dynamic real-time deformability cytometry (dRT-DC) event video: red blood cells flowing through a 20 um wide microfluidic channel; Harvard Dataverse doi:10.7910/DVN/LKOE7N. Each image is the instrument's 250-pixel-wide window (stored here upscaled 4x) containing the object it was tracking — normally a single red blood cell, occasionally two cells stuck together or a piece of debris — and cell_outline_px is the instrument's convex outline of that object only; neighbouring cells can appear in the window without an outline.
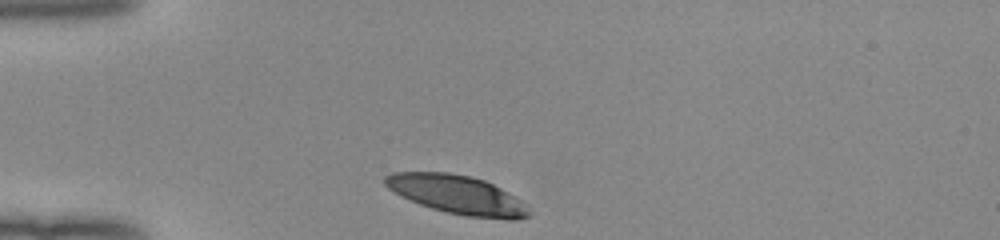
{"species": "human", "species_latin": "Homo sapiens", "temperature_condition": "room temperature", "stored_images_in_passage": 30, "camera_frame_rate_fps": 3000, "um_per_image_px": 0.085, "donor": {"sex": "female"}, "frame": {"image": 1, "passage_image": 1, "time_ms": 0.0, "image_size_px": [1000, 240], "cell_outline_px": [[532, 212], [528, 216], [516, 220], [508, 220], [468, 216], [448, 212], [432, 208], [420, 204], [400, 196], [388, 188], [384, 184], [384, 176], [392, 172], [448, 172], [472, 176], [484, 180], [508, 192], [520, 200]], "centroid_in_image_um": [38.86, 16.54], "position_along_channel_um": 46.1, "area_um2": 32.43}}
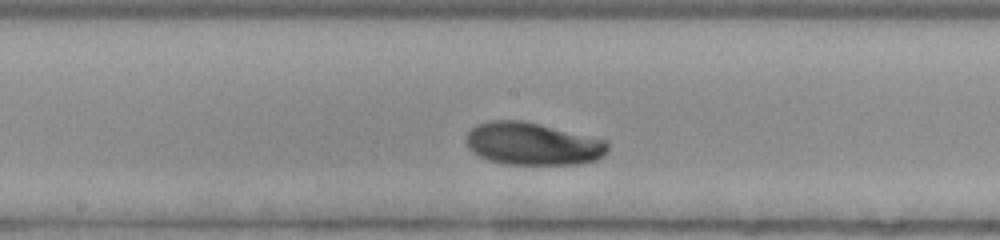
{"frame": {"image": 2, "passage_image": 15, "time_ms": 4.667, "image_size_px": [1000, 240], "cell_outline_px": [[608, 152], [604, 156], [596, 160], [580, 164], [504, 164], [480, 156], [468, 148], [468, 132], [476, 124], [492, 120], [524, 120], [608, 140]], "centroid_in_image_um": [45.34, 12.22], "position_along_channel_um": 202.9, "area_um2": 35.14}}
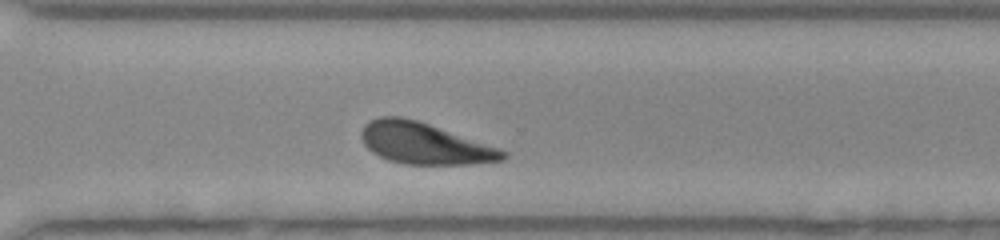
{"frame": {"image": 3, "passage_image": 25, "time_ms": 8.0, "image_size_px": [1000, 240], "cell_outline_px": [[508, 156], [504, 160], [472, 164], [404, 164], [388, 160], [372, 152], [364, 144], [360, 136], [360, 132], [364, 124], [380, 116], [400, 116], [416, 120], [500, 148], [508, 152]], "centroid_in_image_um": [36.07, 12.2], "position_along_channel_um": 334.5, "area_um2": 33.99}, "authors_computed_cell_mechanics": {"area_um2": 34.102, "velocity_mm_per_s": 3.9401, "shape_relaxation_time_tau1_ms": 2.4481, "shape_relaxation_time_tau2_ms": null, "deformation_change_tau1": 0.1431, "deformation_change_tau2": null}}